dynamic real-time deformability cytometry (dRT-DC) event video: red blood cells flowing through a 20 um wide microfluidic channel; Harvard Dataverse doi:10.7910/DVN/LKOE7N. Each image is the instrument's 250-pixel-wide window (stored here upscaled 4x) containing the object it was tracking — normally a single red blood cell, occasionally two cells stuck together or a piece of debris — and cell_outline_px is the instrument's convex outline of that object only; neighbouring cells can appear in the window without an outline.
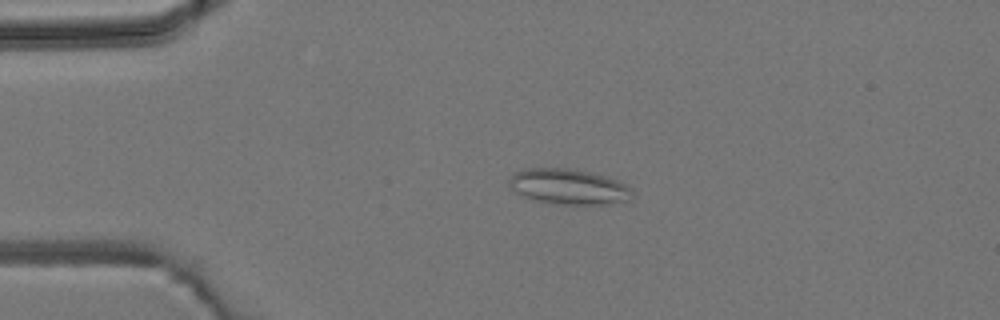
{"species": "common noctule bat (a hibernating species)", "species_latin": "Nyctalus noctula", "temperature_condition": "room temperature", "stored_images_in_passage": 3, "camera_frame_rate_fps": 3000, "um_per_image_px": 0.085, "animal": {"sex": "male", "body_mass_g": 19.2, "forearm_length_mm": 51.8}, "frame": {"image": 1, "passage_image": 2, "time_ms": 1.333, "image_size_px": [1000, 320], "cell_outline_px": [[632, 200], [608, 204], [560, 204], [536, 200], [524, 196], [516, 192], [508, 184], [508, 180], [516, 172], [524, 168], [564, 168], [588, 172], [604, 176], [616, 180], [632, 188]], "centroid_in_image_um": [48.35, 15.87], "position_along_channel_um": 36.7, "area_um2": 25.2}}